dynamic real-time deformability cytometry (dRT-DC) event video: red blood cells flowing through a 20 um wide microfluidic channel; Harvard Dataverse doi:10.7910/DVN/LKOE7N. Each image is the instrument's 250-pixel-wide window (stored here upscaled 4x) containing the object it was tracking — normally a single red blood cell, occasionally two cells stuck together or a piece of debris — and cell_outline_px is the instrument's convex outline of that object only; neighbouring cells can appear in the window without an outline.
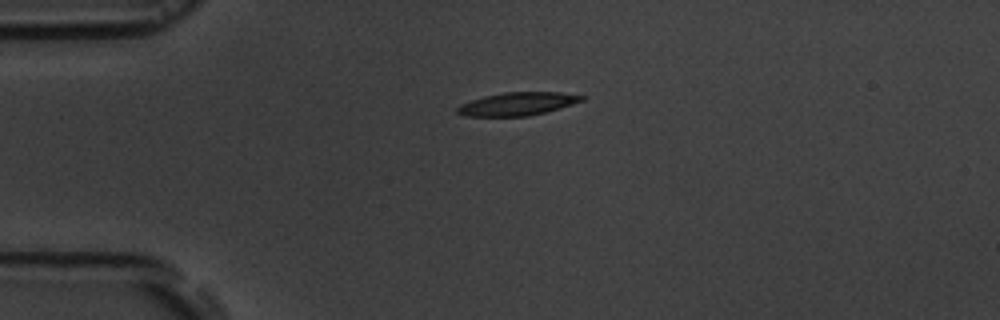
{"species": "common noctule bat (a hibernating species)", "species_latin": "Nyctalus noctula", "temperature_condition": "room temperature", "stored_images_in_passage": 1, "camera_frame_rate_fps": 3000, "um_per_image_px": 0.085, "animal": {"sex": "male", "body_mass_g": 19.5, "forearm_length_mm": 54.6}, "frame": {"image": 1, "passage_image": 1, "time_ms": 0.0, "image_size_px": [1000, 320], "cell_outline_px": [[584, 100], [572, 104], [544, 112], [528, 116], [464, 116], [456, 112], [456, 108], [460, 104], [484, 96], [504, 92], [560, 92], [584, 96]], "centroid_in_image_um": [43.95, 8.83], "position_along_channel_um": 41.1, "area_um2": 16.59}}